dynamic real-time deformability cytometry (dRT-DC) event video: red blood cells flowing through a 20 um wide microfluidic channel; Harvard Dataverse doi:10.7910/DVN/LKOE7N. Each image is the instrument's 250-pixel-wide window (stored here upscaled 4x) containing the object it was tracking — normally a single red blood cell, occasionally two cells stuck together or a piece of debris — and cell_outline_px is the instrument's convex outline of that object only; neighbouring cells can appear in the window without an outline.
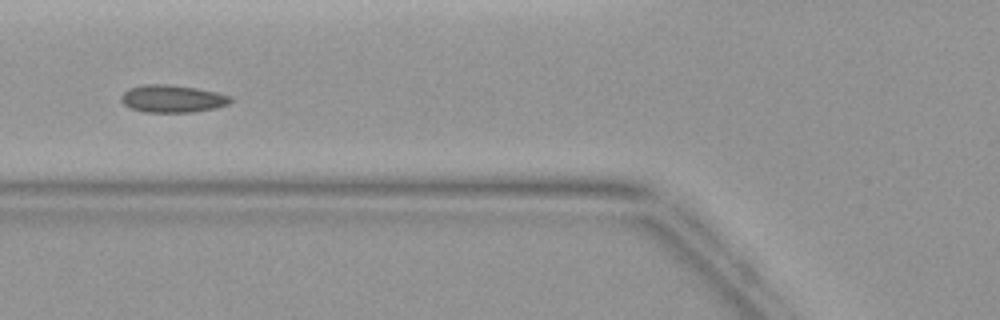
{"species": "common noctule bat (a hibernating species)", "species_latin": "Nyctalus noctula", "temperature_condition": "warm", "stored_images_in_passage": 4, "camera_frame_rate_fps": 3000, "um_per_image_px": 0.085, "animal": {"sex": "female", "body_mass_g": 19.9}, "frame": {"image": 1, "passage_image": 4, "time_ms": 3.667, "image_size_px": [1000, 320], "cell_outline_px": [[232, 100], [228, 104], [216, 108], [192, 112], [144, 112], [132, 108], [124, 104], [120, 100], [120, 96], [128, 88], [144, 84], [168, 84], [196, 88], [216, 92], [232, 96]], "centroid_in_image_um": [14.65, 8.38], "position_along_channel_um": 111.2, "area_um2": 17.57}}